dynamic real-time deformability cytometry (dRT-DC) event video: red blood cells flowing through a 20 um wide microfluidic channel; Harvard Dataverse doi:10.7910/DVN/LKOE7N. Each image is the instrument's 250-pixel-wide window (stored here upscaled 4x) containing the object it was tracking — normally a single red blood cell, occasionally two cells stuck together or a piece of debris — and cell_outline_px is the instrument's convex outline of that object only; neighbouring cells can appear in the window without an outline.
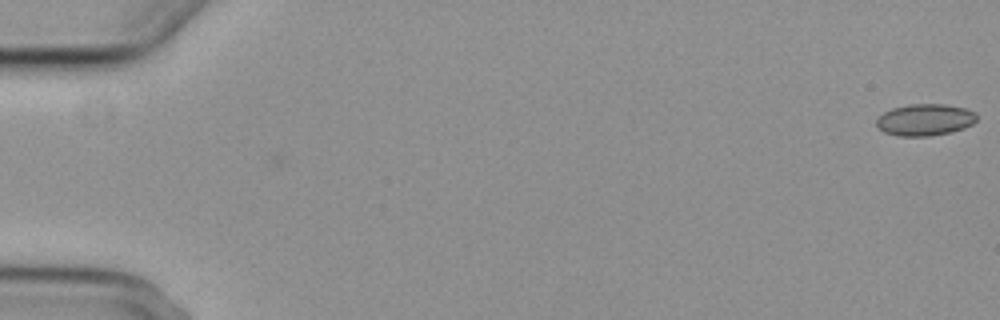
{"species": "common noctule bat (a hibernating species)", "species_latin": "Nyctalus noctula", "temperature_condition": "cold", "stored_images_in_passage": 3, "camera_frame_rate_fps": 3000, "um_per_image_px": 0.085, "animal": {"sex": "female", "body_mass_g": 29.2, "forearm_length_mm": 56.3}, "frame": {"image": 1, "passage_image": 3, "time_ms": 2.333, "image_size_px": [1000, 320], "cell_outline_px": [[976, 120], [972, 124], [964, 128], [948, 132], [928, 136], [896, 136], [884, 132], [876, 124], [876, 120], [884, 112], [892, 108], [912, 104], [944, 104], [964, 108], [976, 112]], "centroid_in_image_um": [78.62, 10.18], "position_along_channel_um": 6.4, "area_um2": 18.38}}